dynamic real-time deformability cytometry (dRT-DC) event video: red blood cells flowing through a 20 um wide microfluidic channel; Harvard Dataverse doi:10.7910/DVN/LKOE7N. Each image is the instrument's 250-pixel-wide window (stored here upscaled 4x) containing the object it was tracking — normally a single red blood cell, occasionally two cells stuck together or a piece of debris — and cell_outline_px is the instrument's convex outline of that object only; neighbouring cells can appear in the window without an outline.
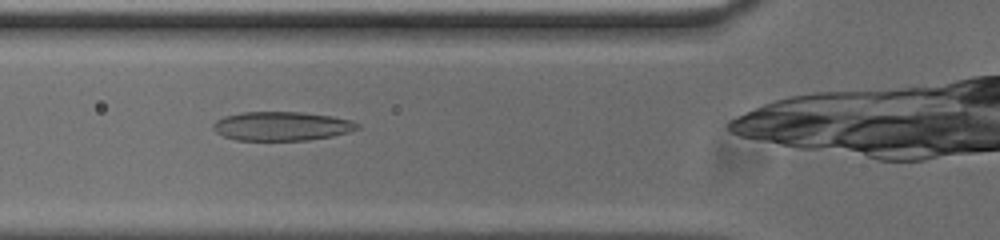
{"species": "common noctule bat (a hibernating species)", "species_latin": "Nyctalus noctula", "temperature_condition": "cold", "stored_images_in_passage": 31, "camera_frame_rate_fps": 3000, "um_per_image_px": 0.085, "animal": {"sex": "male", "body_mass_g": 20.0, "forearm_length_mm": 53.3}, "frame": {"image": 1, "passage_image": 7, "time_ms": 2.0, "image_size_px": [1000, 240], "cell_outline_px": [[360, 128], [348, 132], [332, 136], [308, 140], [236, 140], [224, 136], [216, 132], [212, 128], [212, 124], [216, 120], [224, 116], [240, 112], [300, 112], [332, 116], [352, 120], [360, 124]], "centroid_in_image_um": [23.94, 10.72], "position_along_channel_um": 101.9, "area_um2": 24.45}}
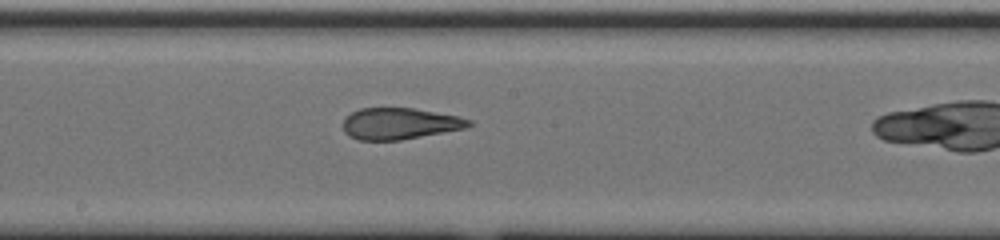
{"frame": {"image": 2, "passage_image": 16, "time_ms": 5.0, "image_size_px": [1000, 240], "cell_outline_px": [[472, 124], [464, 128], [400, 140], [360, 140], [348, 136], [344, 132], [344, 116], [360, 108], [412, 108], [460, 116], [472, 120]], "centroid_in_image_um": [33.95, 10.5], "position_along_channel_um": 214.3, "area_um2": 22.95}}
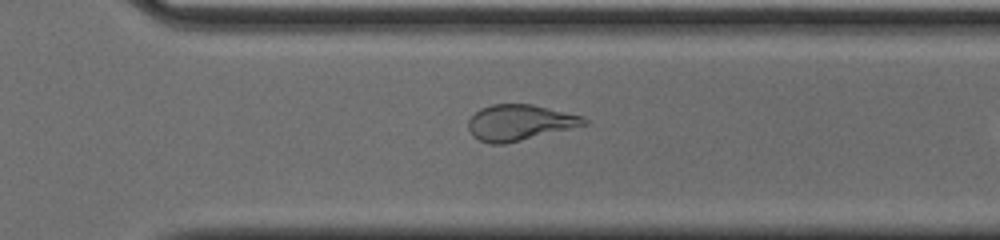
{"frame": {"image": 3, "passage_image": 25, "time_ms": 8.0, "image_size_px": [1000, 240], "cell_outline_px": [[588, 124], [504, 144], [488, 144], [472, 136], [468, 128], [468, 120], [480, 108], [492, 104], [532, 104], [580, 116], [588, 120]], "centroid_in_image_um": [44.11, 10.42], "position_along_channel_um": 326.5, "area_um2": 23.87}}